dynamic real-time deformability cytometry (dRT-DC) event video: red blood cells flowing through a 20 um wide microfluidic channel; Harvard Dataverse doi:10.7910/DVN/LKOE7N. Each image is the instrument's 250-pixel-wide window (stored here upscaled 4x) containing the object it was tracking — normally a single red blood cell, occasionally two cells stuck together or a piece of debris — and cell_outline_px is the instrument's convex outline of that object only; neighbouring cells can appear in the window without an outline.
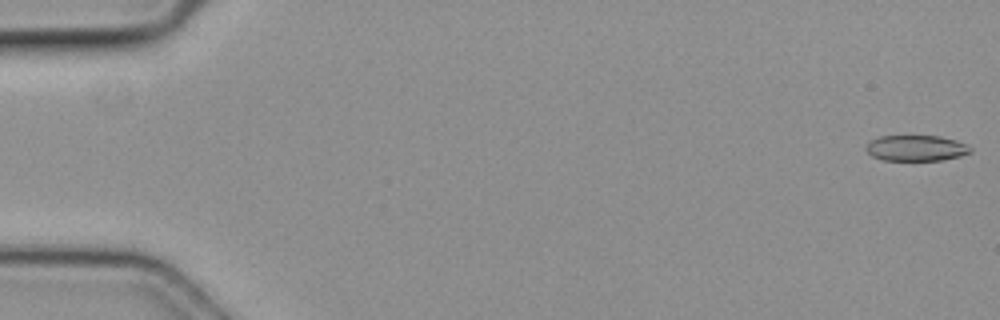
{"species": "common noctule bat (a hibernating species)", "species_latin": "Nyctalus noctula", "temperature_condition": "cold", "stored_images_in_passage": 55, "camera_frame_rate_fps": 3000, "um_per_image_px": 0.085, "animal": {"sex": "female", "body_mass_g": 19.3, "forearm_length_mm": 54.1}, "frame": {"image": 1, "passage_image": 1, "time_ms": 0.0, "image_size_px": [1000, 320], "cell_outline_px": [[972, 152], [960, 156], [940, 160], [880, 160], [872, 156], [864, 148], [868, 140], [880, 136], [940, 136], [956, 140], [968, 144], [972, 148]], "centroid_in_image_um": [77.85, 12.58], "position_along_channel_um": 7.1, "area_um2": 15.9}}
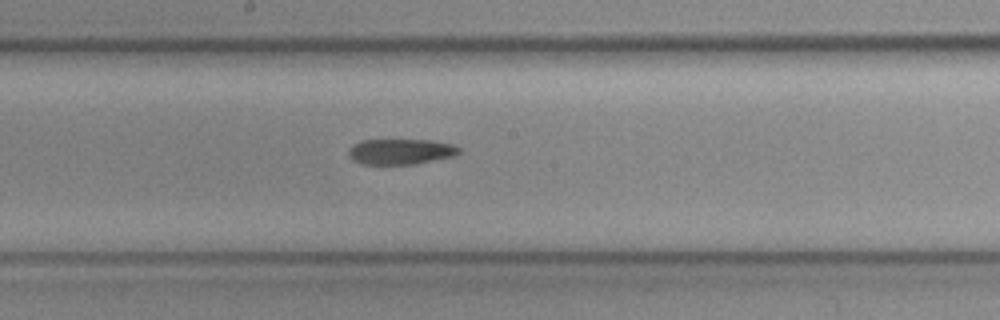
{"frame": {"image": 2, "passage_image": 30, "time_ms": 9.667, "image_size_px": [1000, 320], "cell_outline_px": [[460, 152], [456, 156], [416, 164], [364, 164], [352, 160], [348, 156], [348, 148], [352, 144], [360, 140], [432, 140], [452, 144], [460, 148]], "centroid_in_image_um": [34.05, 12.88], "position_along_channel_um": 214.2, "area_um2": 16.7}}
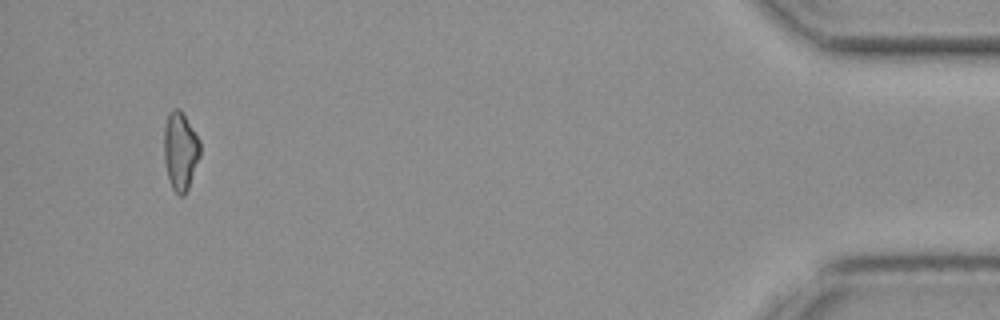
{"frame": {"image": 3, "passage_image": 52, "time_ms": 17.0, "image_size_px": [1000, 320], "cell_outline_px": [[200, 156], [188, 188], [184, 196], [176, 196], [172, 188], [168, 176], [164, 160], [164, 128], [168, 112], [172, 108], [180, 108], [200, 140]], "centroid_in_image_um": [15.32, 12.82], "position_along_channel_um": 419.9, "area_um2": 16.65}}